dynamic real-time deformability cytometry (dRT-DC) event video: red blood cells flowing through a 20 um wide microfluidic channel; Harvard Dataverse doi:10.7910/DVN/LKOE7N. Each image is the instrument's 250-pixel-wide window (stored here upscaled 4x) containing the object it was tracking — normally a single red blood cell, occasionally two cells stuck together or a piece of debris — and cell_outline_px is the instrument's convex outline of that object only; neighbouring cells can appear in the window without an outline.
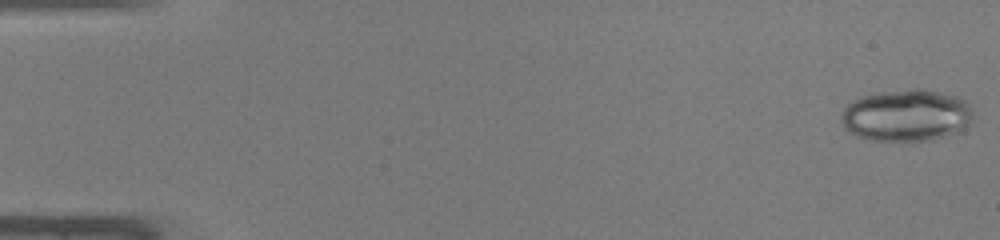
{"species": "common noctule bat (a hibernating species)", "species_latin": "Nyctalus noctula", "temperature_condition": "warm", "stored_images_in_passage": 48, "camera_frame_rate_fps": 3000, "um_per_image_px": 0.085, "animal": {"sex": "male", "body_mass_g": 19.0, "forearm_length_mm": 50.8}, "frame": {"image": 1, "passage_image": 1, "time_ms": 0.0, "image_size_px": [1000, 240], "cell_outline_px": [[972, 120], [964, 132], [928, 140], [872, 140], [856, 136], [848, 132], [844, 128], [840, 120], [840, 116], [844, 108], [848, 104], [860, 96], [884, 92], [912, 88], [920, 88], [940, 92], [956, 96], [964, 100], [968, 104], [972, 112]], "centroid_in_image_um": [77.05, 9.81], "position_along_channel_um": 7.9, "area_um2": 40.17}}
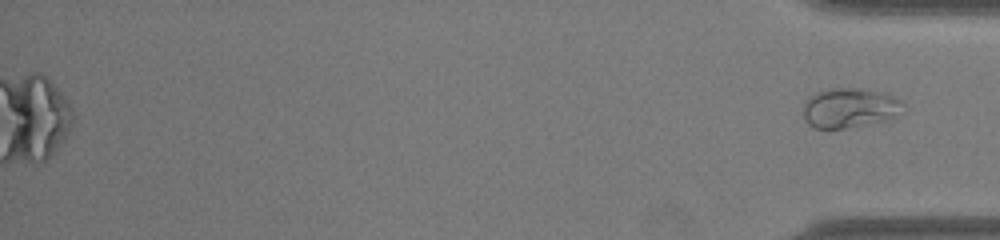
{"frame": {"image": 2, "passage_image": 48, "time_ms": 15.667, "image_size_px": [1000, 240], "cell_outline_px": [[908, 108], [896, 116], [888, 120], [844, 128], [816, 128], [808, 124], [804, 116], [804, 100], [808, 96], [816, 92], [832, 88], [864, 88], [880, 92], [892, 96], [900, 100]], "centroid_in_image_um": [72.25, 9.16], "position_along_channel_um": 363.0, "area_um2": 23.35}}